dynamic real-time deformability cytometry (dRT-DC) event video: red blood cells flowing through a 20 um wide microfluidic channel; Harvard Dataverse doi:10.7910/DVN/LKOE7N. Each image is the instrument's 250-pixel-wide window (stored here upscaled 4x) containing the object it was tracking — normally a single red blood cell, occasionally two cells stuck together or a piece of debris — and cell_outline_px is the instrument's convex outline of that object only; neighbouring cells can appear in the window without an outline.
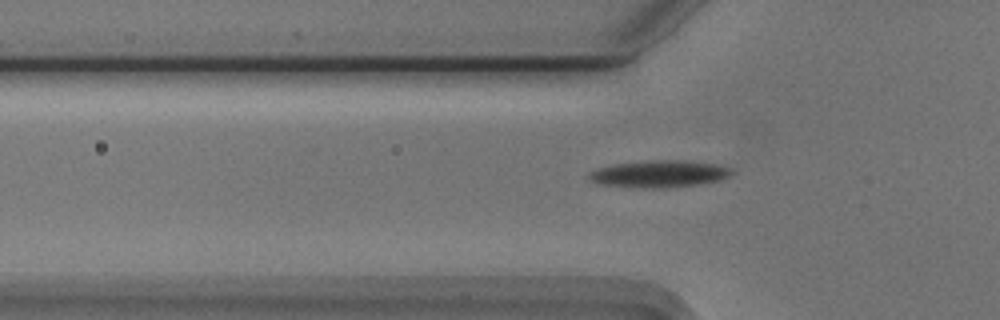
{"species": "Egyptian fruit bat (a non-hibernating species)", "species_latin": "Rousettus aegyptiacus", "temperature_condition": "cold", "stored_images_in_passage": 49, "camera_frame_rate_fps": 3000, "um_per_image_px": 0.085, "animal": {"sex": "male"}, "frame": {"image": 1, "passage_image": 17, "time_ms": 5.333, "image_size_px": [1000, 320], "cell_outline_px": [[736, 172], [732, 176], [724, 180], [700, 184], [668, 188], [640, 188], [596, 184], [588, 176], [588, 172], [596, 168], [616, 164], [648, 160], [684, 160], [716, 164], [732, 168]], "centroid_in_image_um": [56.1, 14.79], "position_along_channel_um": 69.7, "area_um2": 23.0}}
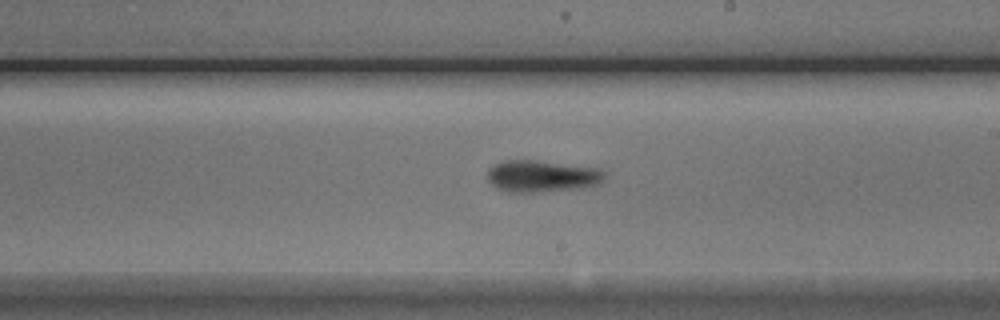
{"frame": {"image": 2, "passage_image": 31, "time_ms": 10.0, "image_size_px": [1000, 320], "cell_outline_px": [[604, 176], [600, 184], [584, 188], [544, 192], [508, 192], [496, 188], [488, 180], [488, 168], [504, 160], [536, 160], [592, 168], [604, 172]], "centroid_in_image_um": [46.02, 14.99], "position_along_channel_um": 243.0, "area_um2": 21.62}}
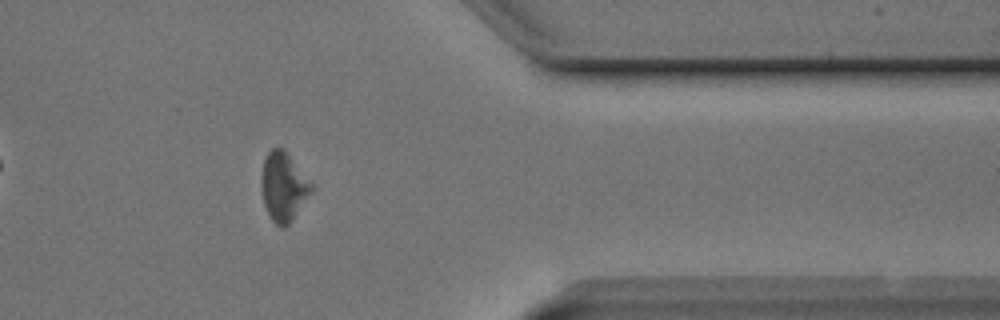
{"frame": {"image": 3, "passage_image": 44, "time_ms": 14.333, "image_size_px": [1000, 320], "cell_outline_px": [[316, 188], [292, 220], [284, 228], [280, 228], [272, 220], [264, 204], [260, 184], [260, 176], [264, 160], [268, 152], [272, 148], [284, 148], [316, 184]], "centroid_in_image_um": [24.15, 15.84], "position_along_channel_um": 387.2, "area_um2": 20.81}}